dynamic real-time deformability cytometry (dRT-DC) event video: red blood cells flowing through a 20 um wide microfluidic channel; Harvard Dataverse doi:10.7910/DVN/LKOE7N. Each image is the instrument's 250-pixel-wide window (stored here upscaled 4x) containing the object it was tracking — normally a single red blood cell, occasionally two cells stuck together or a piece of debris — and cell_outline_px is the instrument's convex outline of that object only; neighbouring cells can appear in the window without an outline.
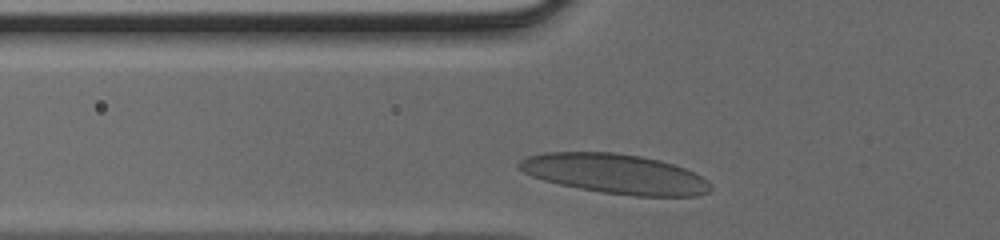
{"species": "human", "species_latin": "Homo sapiens", "temperature_condition": "cold", "stored_images_in_passage": 23, "camera_frame_rate_fps": 3000, "um_per_image_px": 0.085, "donor": {"sex": "male"}, "frame": {"image": 1, "passage_image": 2, "time_ms": 0.333, "image_size_px": [1000, 240], "cell_outline_px": [[712, 188], [708, 192], [696, 196], [636, 196], [604, 192], [580, 188], [560, 184], [544, 180], [532, 176], [516, 168], [516, 164], [520, 160], [528, 156], [544, 152], [616, 152], [640, 156], [660, 160], [684, 168], [708, 180], [712, 184]], "centroid_in_image_um": [52.27, 14.77], "position_along_channel_um": 73.5, "area_um2": 44.22}}
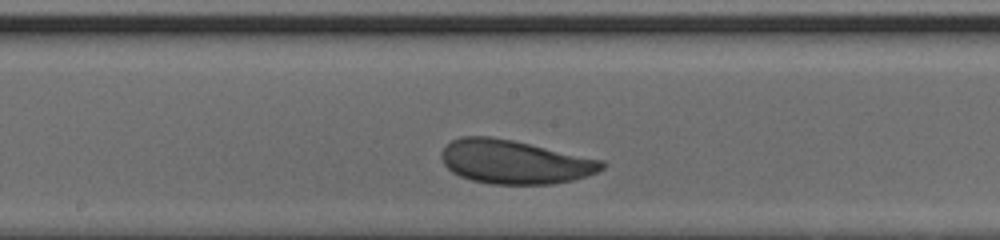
{"frame": {"image": 2, "passage_image": 11, "time_ms": 3.333, "image_size_px": [1000, 240], "cell_outline_px": [[608, 164], [600, 172], [572, 180], [552, 184], [492, 184], [472, 180], [460, 176], [452, 172], [444, 164], [440, 156], [440, 152], [452, 140], [460, 136], [488, 136], [512, 140], [604, 160]], "centroid_in_image_um": [43.76, 13.76], "position_along_channel_um": 204.4, "area_um2": 41.04}}
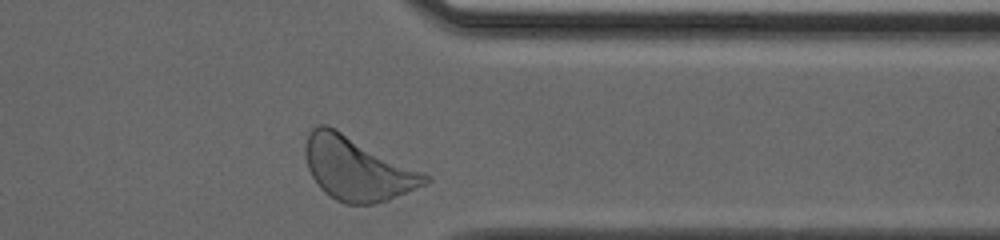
{"frame": {"image": 3, "passage_image": 23, "time_ms": 7.333, "image_size_px": [1000, 240], "cell_outline_px": [[432, 180], [416, 188], [388, 200], [372, 204], [344, 204], [336, 200], [324, 192], [320, 188], [312, 176], [308, 168], [304, 156], [304, 148], [308, 136], [312, 128], [320, 124], [328, 124], [432, 176]], "centroid_in_image_um": [30.35, 14.32], "position_along_channel_um": 381.0, "area_um2": 44.39}}